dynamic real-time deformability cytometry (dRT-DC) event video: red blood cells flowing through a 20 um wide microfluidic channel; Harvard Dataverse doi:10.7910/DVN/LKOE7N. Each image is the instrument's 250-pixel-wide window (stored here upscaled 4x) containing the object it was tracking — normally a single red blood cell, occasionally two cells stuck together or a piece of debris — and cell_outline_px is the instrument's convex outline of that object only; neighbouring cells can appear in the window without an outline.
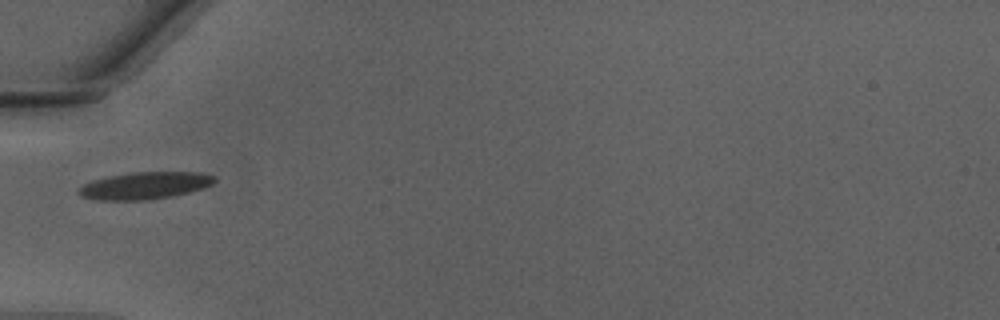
{"species": "Egyptian fruit bat (a non-hibernating species)", "species_latin": "Rousettus aegyptiacus", "temperature_condition": "warm", "stored_images_in_passage": 14, "camera_frame_rate_fps": 3000, "um_per_image_px": 0.085, "animal": {"sex": "male"}, "frame": {"image": 1, "passage_image": 1, "time_ms": 0.0, "image_size_px": [1000, 320], "cell_outline_px": [[216, 180], [212, 184], [204, 188], [172, 196], [148, 200], [96, 200], [80, 196], [76, 192], [76, 188], [92, 180], [108, 176], [132, 172], [204, 172], [216, 176]], "centroid_in_image_um": [12.29, 15.77], "position_along_channel_um": 72.7, "area_um2": 21.79}}
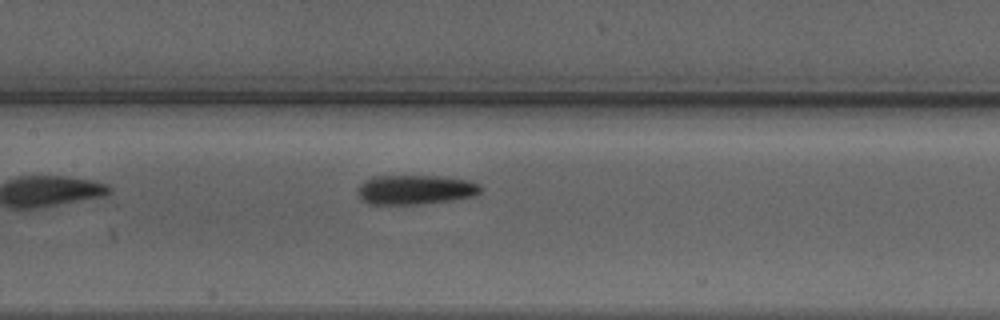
{"frame": {"image": 2, "passage_image": 8, "time_ms": 2.333, "image_size_px": [1000, 320], "cell_outline_px": [[480, 192], [476, 196], [420, 204], [368, 204], [360, 200], [356, 192], [356, 188], [364, 180], [372, 176], [440, 176], [468, 180], [476, 184], [480, 188]], "centroid_in_image_um": [35.21, 16.12], "position_along_channel_um": 172.2, "area_um2": 21.21}}
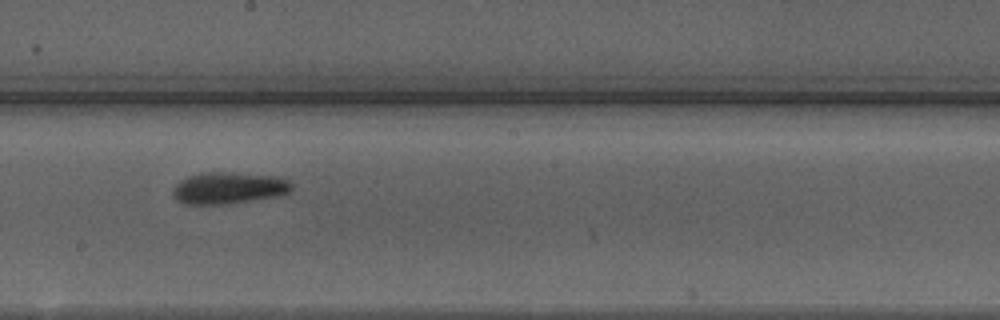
{"frame": {"image": 3, "passage_image": 12, "time_ms": 3.667, "image_size_px": [1000, 320], "cell_outline_px": [[292, 188], [288, 192], [276, 196], [224, 204], [184, 204], [176, 200], [172, 192], [172, 188], [180, 180], [188, 176], [200, 172], [232, 172], [276, 176], [288, 180], [292, 184]], "centroid_in_image_um": [19.39, 15.96], "position_along_channel_um": 228.8, "area_um2": 21.96}}